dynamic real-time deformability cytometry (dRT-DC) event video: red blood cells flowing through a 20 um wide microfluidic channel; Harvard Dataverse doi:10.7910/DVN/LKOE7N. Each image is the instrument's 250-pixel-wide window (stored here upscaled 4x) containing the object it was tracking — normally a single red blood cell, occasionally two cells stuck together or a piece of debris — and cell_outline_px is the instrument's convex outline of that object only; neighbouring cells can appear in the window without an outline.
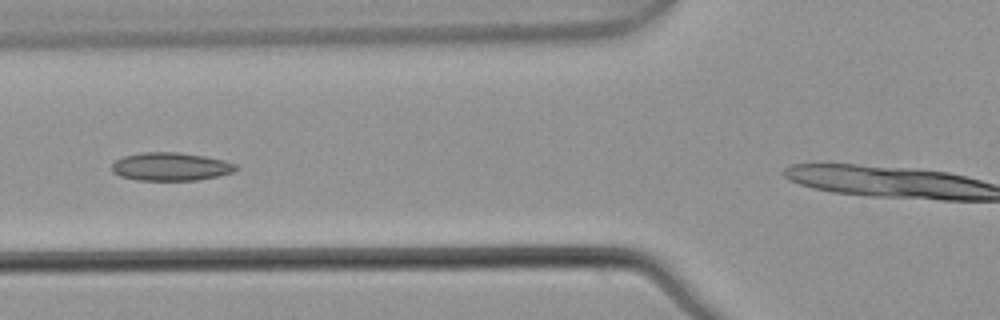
{"species": "common noctule bat (a hibernating species)", "species_latin": "Nyctalus noctula", "temperature_condition": "warm", "stored_images_in_passage": 3, "segment_of_instrument_passage": [1, 2], "camera_frame_rate_fps": 3000, "um_per_image_px": 0.085, "animal": {"sex": "male", "body_mass_g": 21.5, "forearm_length_mm": 52.0}, "frame": {"image": 1, "passage_image": 2, "time_ms": 0.333, "image_size_px": [1000, 320], "cell_outline_px": [[240, 168], [232, 172], [216, 176], [196, 180], [136, 180], [120, 176], [112, 172], [112, 164], [116, 160], [124, 156], [140, 152], [176, 152], [204, 156], [224, 160], [236, 164]], "centroid_in_image_um": [14.5, 14.16], "position_along_channel_um": 111.3, "area_um2": 20.35}}